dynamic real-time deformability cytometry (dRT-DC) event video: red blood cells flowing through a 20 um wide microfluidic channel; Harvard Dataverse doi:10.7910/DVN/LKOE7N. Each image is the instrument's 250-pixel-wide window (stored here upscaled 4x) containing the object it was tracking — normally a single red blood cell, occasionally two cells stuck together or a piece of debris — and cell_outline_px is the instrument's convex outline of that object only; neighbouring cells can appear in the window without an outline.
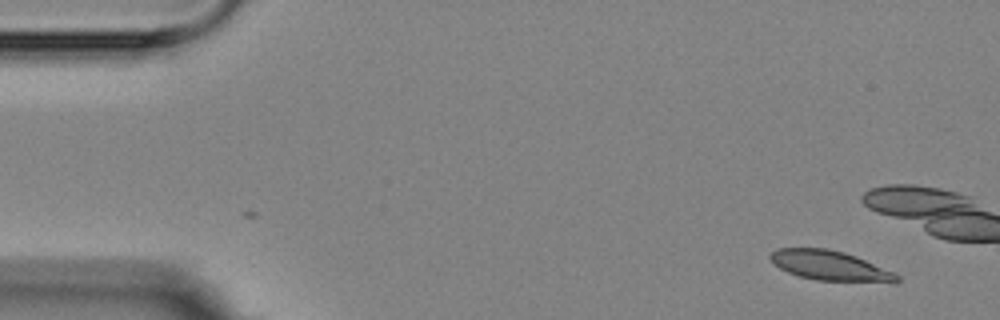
{"species": "Egyptian fruit bat (a non-hibernating species)", "species_latin": "Rousettus aegyptiacus", "temperature_condition": "room temperature", "stored_images_in_passage": 2, "camera_frame_rate_fps": 3000, "um_per_image_px": 0.085, "animal": {"sex": "female"}, "frame": {"image": 1, "passage_image": 2, "time_ms": 1.333, "image_size_px": [1000, 320], "cell_outline_px": [[900, 280], [896, 284], [892, 284], [816, 280], [800, 276], [788, 272], [780, 268], [768, 256], [776, 248], [824, 248], [844, 252], [856, 256], [896, 272], [900, 276]], "centroid_in_image_um": [70.68, 22.61], "position_along_channel_um": 14.3, "area_um2": 22.48}}